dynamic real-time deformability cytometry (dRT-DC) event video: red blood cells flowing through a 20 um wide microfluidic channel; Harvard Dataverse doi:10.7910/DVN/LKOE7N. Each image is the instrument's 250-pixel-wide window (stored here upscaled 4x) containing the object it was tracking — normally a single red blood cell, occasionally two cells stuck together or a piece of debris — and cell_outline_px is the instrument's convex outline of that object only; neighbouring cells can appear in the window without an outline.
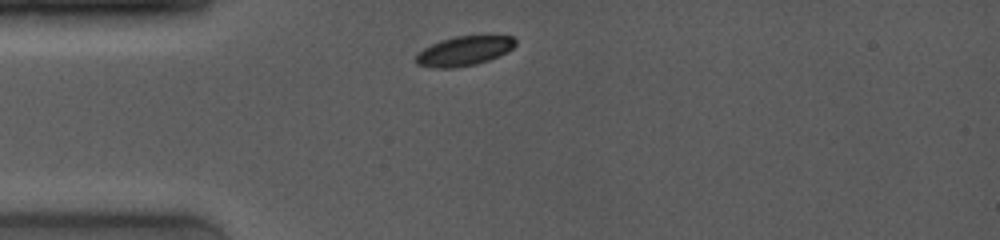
{"species": "common noctule bat (a hibernating species)", "species_latin": "Nyctalus noctula", "temperature_condition": "room temperature", "stored_images_in_passage": 4, "camera_frame_rate_fps": 4000, "um_per_image_px": 0.085, "animal": {"sex": "female", "body_mass_g": 19.0, "forearm_length_mm": 53.3}, "frame": {"image": 1, "passage_image": 1, "time_ms": 0.0, "image_size_px": [1000, 240], "cell_outline_px": [[516, 44], [508, 52], [500, 56], [476, 64], [456, 68], [432, 68], [416, 64], [412, 60], [424, 48], [440, 40], [456, 36], [488, 32], [512, 36], [516, 40]], "centroid_in_image_um": [39.51, 4.28], "position_along_channel_um": 45.5, "area_um2": 18.03}}
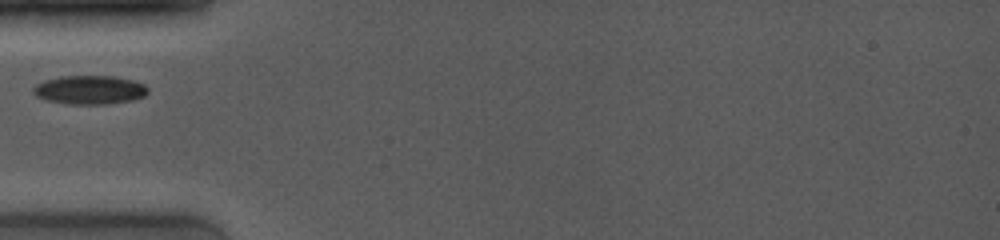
{"frame": {"image": 2, "passage_image": 3, "time_ms": 1.25, "image_size_px": [1000, 240], "cell_outline_px": [[148, 92], [144, 96], [132, 100], [108, 104], [68, 104], [44, 100], [36, 96], [32, 92], [32, 88], [36, 84], [44, 80], [60, 76], [116, 76], [132, 80], [144, 84], [148, 88]], "centroid_in_image_um": [7.59, 7.64], "position_along_channel_um": 77.4, "area_um2": 19.42}}